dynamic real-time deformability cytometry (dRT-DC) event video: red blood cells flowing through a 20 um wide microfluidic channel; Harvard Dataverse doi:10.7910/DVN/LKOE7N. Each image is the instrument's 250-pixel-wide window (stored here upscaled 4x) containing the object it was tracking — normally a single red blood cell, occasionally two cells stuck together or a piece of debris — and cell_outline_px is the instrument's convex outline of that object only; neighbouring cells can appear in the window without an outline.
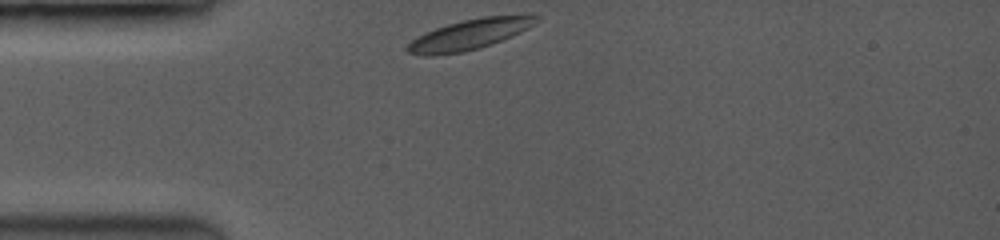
{"species": "common noctule bat (a hibernating species)", "species_latin": "Nyctalus noctula", "temperature_condition": "room temperature", "stored_images_in_passage": 30, "camera_frame_rate_fps": 3500, "um_per_image_px": 0.085, "animal": {"sex": "female", "body_mass_g": 19.0, "forearm_length_mm": 53.3}, "frame": {"image": 1, "passage_image": 1, "time_ms": 0.0, "image_size_px": [1000, 240], "cell_outline_px": [[540, 20], [536, 24], [512, 36], [476, 48], [460, 52], [432, 56], [424, 56], [408, 52], [404, 48], [416, 36], [424, 32], [460, 20], [484, 16], [524, 12], [536, 12], [540, 16]], "centroid_in_image_um": [40.02, 2.86], "position_along_channel_um": 45.0, "area_um2": 23.41}}
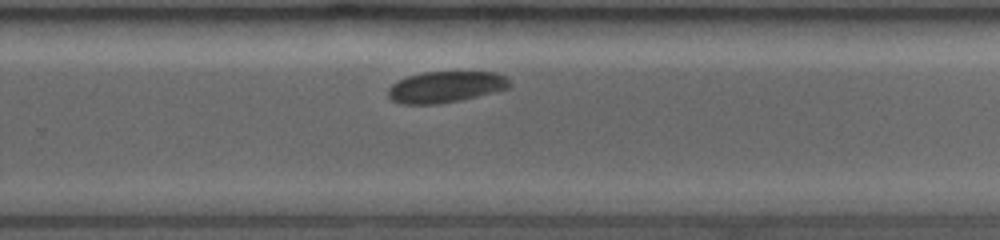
{"frame": {"image": 2, "passage_image": 14, "time_ms": 6.857, "image_size_px": [1000, 240], "cell_outline_px": [[512, 84], [508, 88], [456, 100], [432, 104], [400, 104], [392, 100], [388, 96], [388, 88], [392, 84], [408, 76], [424, 72], [492, 72], [504, 76]], "centroid_in_image_um": [37.82, 7.38], "position_along_channel_um": 292.0, "area_um2": 21.56}}
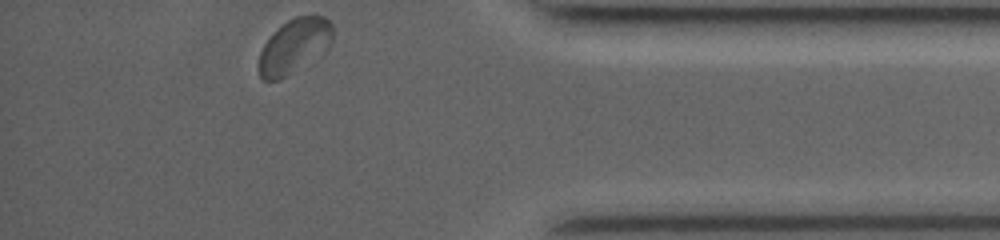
{"frame": {"image": 3, "passage_image": 30, "time_ms": 10.286, "image_size_px": [1000, 240], "cell_outline_px": [[332, 44], [324, 56], [280, 80], [264, 80], [260, 76], [260, 52], [264, 44], [288, 20], [296, 16], [324, 16], [332, 24]], "centroid_in_image_um": [25.1, 3.95], "position_along_channel_um": 410.1, "area_um2": 23.64}, "authors_computed_cell_mechanics": {"area_um2": 22.5998, "velocity_mm_per_s": 3.8877, "shape_relaxation_time_tau1_ms": 2.2512, "shape_relaxation_time_tau2_ms": null, "deformation_change_tau1": 0.0653, "deformation_change_tau2": null}}